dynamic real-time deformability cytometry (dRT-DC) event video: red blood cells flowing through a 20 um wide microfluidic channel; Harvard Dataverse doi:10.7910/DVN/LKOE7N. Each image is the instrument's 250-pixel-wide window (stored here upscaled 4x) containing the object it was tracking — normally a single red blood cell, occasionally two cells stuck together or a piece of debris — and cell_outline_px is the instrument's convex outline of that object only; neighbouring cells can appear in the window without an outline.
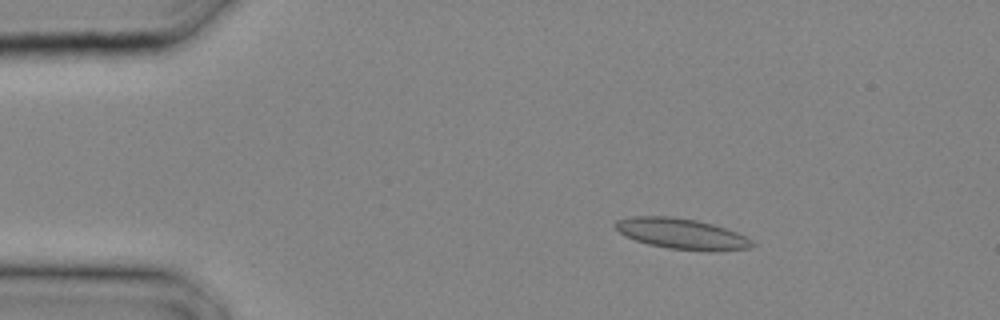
{"species": "common noctule bat (a hibernating species)", "species_latin": "Nyctalus noctula", "temperature_condition": "cold", "stored_images_in_passage": 16, "camera_frame_rate_fps": 3000, "um_per_image_px": 0.085, "animal": {"sex": "male", "body_mass_g": 20.4}, "frame": {"image": 1, "passage_image": 4, "time_ms": 1.0, "image_size_px": [1000, 320], "cell_outline_px": [[756, 244], [752, 248], [668, 248], [648, 244], [624, 236], [612, 224], [616, 220], [632, 216], [672, 216], [696, 220], [712, 224], [736, 232], [752, 240]], "centroid_in_image_um": [57.81, 19.81], "position_along_channel_um": 27.2, "area_um2": 23.41}}
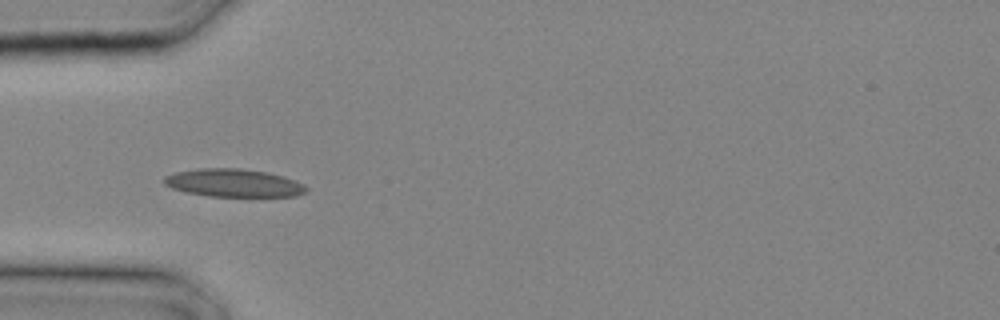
{"frame": {"image": 2, "passage_image": 8, "time_ms": 2.333, "image_size_px": [1000, 320], "cell_outline_px": [[308, 192], [296, 196], [208, 196], [188, 192], [172, 188], [164, 184], [164, 176], [176, 172], [196, 168], [240, 168], [268, 172], [284, 176], [296, 180], [304, 184], [308, 188]], "centroid_in_image_um": [19.9, 15.54], "position_along_channel_um": 65.1, "area_um2": 23.29}}
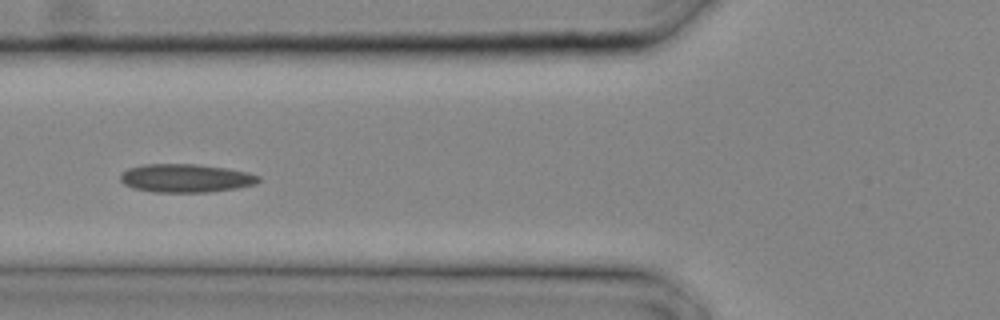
{"frame": {"image": 3, "passage_image": 10, "time_ms": 3.0, "image_size_px": [1000, 320], "cell_outline_px": [[260, 180], [256, 184], [236, 188], [212, 192], [152, 192], [132, 188], [124, 184], [120, 180], [120, 172], [128, 168], [148, 164], [196, 164], [224, 168], [248, 172], [260, 176]], "centroid_in_image_um": [15.77, 15.15], "position_along_channel_um": 110.0, "area_um2": 22.95}}